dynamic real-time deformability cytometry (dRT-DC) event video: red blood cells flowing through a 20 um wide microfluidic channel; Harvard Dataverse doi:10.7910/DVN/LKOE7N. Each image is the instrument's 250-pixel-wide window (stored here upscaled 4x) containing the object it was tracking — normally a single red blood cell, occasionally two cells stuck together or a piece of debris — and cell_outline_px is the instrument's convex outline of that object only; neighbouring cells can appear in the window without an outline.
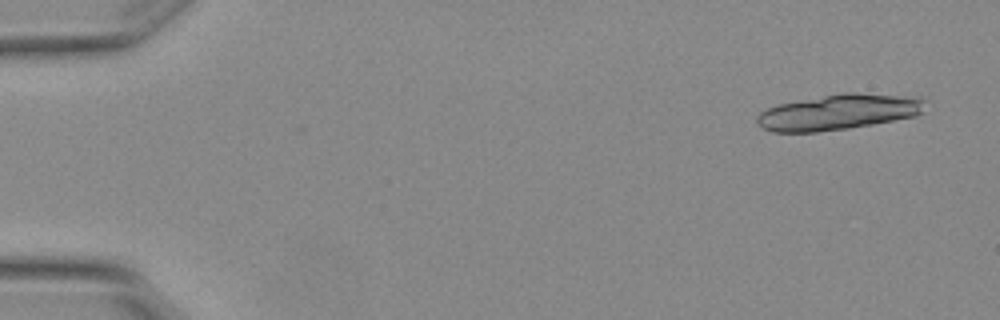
{"species": "Egyptian fruit bat (a non-hibernating species)", "species_latin": "Rousettus aegyptiacus", "temperature_condition": "warm", "stored_images_in_passage": 5, "camera_frame_rate_fps": 3000, "um_per_image_px": 0.085, "animal": {"sex": "female"}, "frame": {"image": 1, "passage_image": 1, "time_ms": 0.0, "image_size_px": [1000, 320], "cell_outline_px": [[924, 112], [916, 116], [872, 124], [848, 128], [816, 132], [772, 132], [760, 128], [756, 124], [756, 116], [764, 108], [776, 104], [844, 92], [856, 92], [924, 96]], "centroid_in_image_um": [71.27, 9.51], "position_along_channel_um": 13.7, "area_um2": 35.55}}